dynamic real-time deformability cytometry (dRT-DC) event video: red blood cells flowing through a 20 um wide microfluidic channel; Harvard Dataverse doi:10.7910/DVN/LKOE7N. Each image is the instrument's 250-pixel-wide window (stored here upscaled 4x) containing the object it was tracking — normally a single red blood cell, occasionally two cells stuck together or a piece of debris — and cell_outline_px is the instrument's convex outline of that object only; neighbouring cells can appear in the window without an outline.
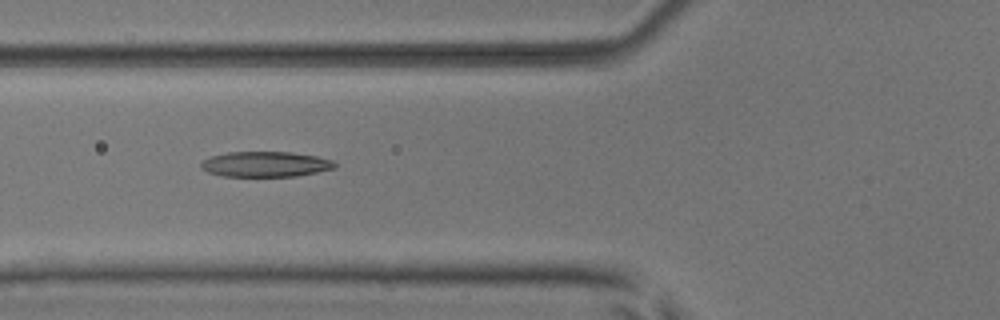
{"species": "common noctule bat (a hibernating species)", "species_latin": "Nyctalus noctula", "temperature_condition": "room temperature", "stored_images_in_passage": 7, "camera_frame_rate_fps": 3000, "um_per_image_px": 0.085, "animal": {"sex": "male", "body_mass_g": 17.9, "forearm_length_mm": 54.2}, "frame": {"image": 1, "passage_image": 6, "time_ms": 1.667, "image_size_px": [1000, 320], "cell_outline_px": [[336, 168], [296, 176], [224, 176], [208, 172], [200, 168], [200, 164], [204, 160], [212, 156], [228, 152], [292, 152], [316, 156], [332, 160], [336, 164]], "centroid_in_image_um": [22.57, 13.95], "position_along_channel_um": 103.2, "area_um2": 19.65}}
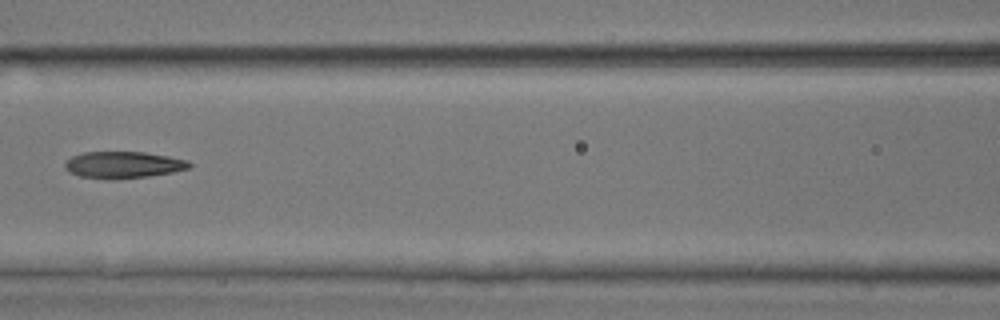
{"frame": {"image": 2, "passage_image": 7, "time_ms": 2.0, "image_size_px": [1000, 320], "cell_outline_px": [[192, 164], [188, 168], [172, 172], [148, 176], [116, 180], [108, 180], [80, 176], [68, 172], [64, 168], [64, 164], [72, 156], [84, 152], [144, 152], [168, 156], [188, 160]], "centroid_in_image_um": [10.45, 14.02], "position_along_channel_um": 156.2, "area_um2": 19.48}}